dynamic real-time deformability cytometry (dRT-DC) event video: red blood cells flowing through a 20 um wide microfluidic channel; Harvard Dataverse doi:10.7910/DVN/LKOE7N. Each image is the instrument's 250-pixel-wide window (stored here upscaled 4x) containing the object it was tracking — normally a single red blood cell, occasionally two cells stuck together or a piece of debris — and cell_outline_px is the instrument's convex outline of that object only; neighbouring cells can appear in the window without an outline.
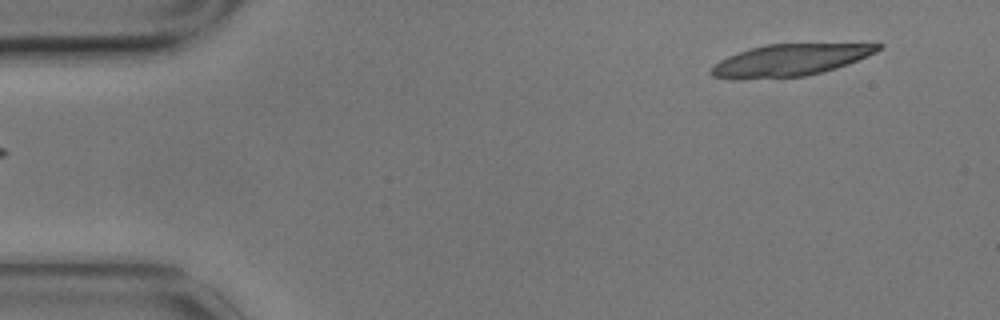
{"species": "common noctule bat (a hibernating species)", "species_latin": "Nyctalus noctula", "temperature_condition": "cold", "stored_images_in_passage": 6, "segment_of_instrument_passage": [2, 2], "camera_frame_rate_fps": 3000, "um_per_image_px": 0.085, "animal": {"sex": "male", "body_mass_g": 17.9}, "frame": {"image": 1, "passage_image": 6, "time_ms": 1.667, "image_size_px": [1000, 320], "cell_outline_px": [[884, 48], [876, 52], [836, 68], [804, 76], [740, 80], [732, 80], [712, 76], [708, 72], [720, 60], [728, 56], [764, 44], [884, 44]], "centroid_in_image_um": [67.09, 5.12], "position_along_channel_um": 17.9, "area_um2": 30.75}}